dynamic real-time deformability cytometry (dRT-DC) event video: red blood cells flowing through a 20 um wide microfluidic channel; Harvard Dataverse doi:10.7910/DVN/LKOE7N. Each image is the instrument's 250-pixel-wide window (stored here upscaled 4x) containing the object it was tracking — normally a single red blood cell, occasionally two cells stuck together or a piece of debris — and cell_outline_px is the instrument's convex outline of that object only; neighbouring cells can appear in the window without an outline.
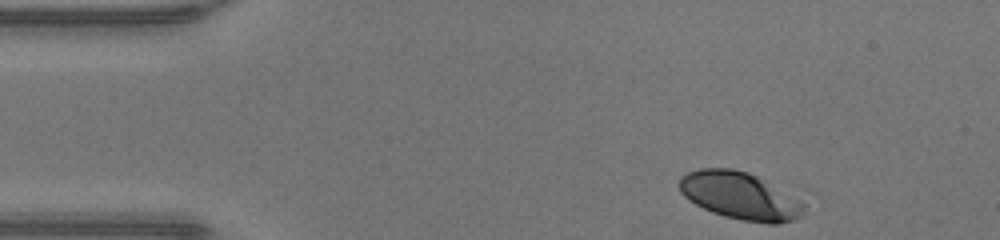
{"species": "human", "species_latin": "Homo sapiens", "temperature_condition": "warm", "stored_images_in_passage": 43, "camera_frame_rate_fps": 3000, "um_per_image_px": 0.085, "donor": {"sex": "male"}, "frame": {"image": 1, "passage_image": 1, "time_ms": 0.0, "image_size_px": [1000, 240], "cell_outline_px": [[804, 208], [800, 216], [792, 220], [776, 224], [768, 224], [740, 220], [724, 216], [712, 212], [688, 200], [680, 192], [680, 176], [688, 172], [700, 168], [732, 168], [748, 172], [756, 176], [800, 200], [804, 204]], "centroid_in_image_um": [62.86, 16.65], "position_along_channel_um": 22.1, "area_um2": 34.1}}
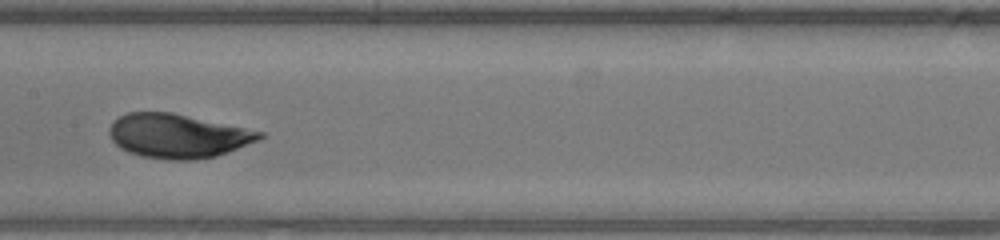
{"frame": {"image": 2, "passage_image": 19, "time_ms": 6.0, "image_size_px": [1000, 240], "cell_outline_px": [[264, 136], [256, 140], [228, 152], [216, 156], [196, 160], [168, 160], [140, 156], [128, 152], [120, 148], [112, 140], [108, 132], [108, 128], [120, 116], [128, 112], [172, 112], [264, 132]], "centroid_in_image_um": [15.08, 11.56], "position_along_channel_um": 192.3, "area_um2": 38.44}}
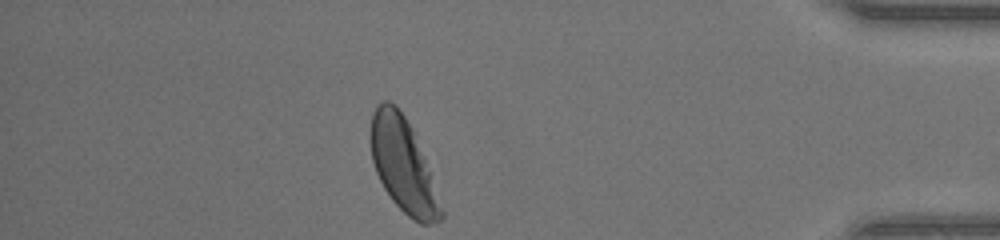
{"frame": {"image": 3, "passage_image": 37, "time_ms": 12.0, "image_size_px": [1000, 240], "cell_outline_px": [[444, 216], [440, 220], [428, 224], [420, 224], [408, 216], [392, 200], [384, 188], [376, 172], [372, 160], [372, 112], [376, 104], [384, 100], [388, 100], [404, 116], [412, 128], [444, 212]], "centroid_in_image_um": [34.25, 14.06], "position_along_channel_um": 400.9, "area_um2": 37.28}, "authors_computed_cell_mechanics": {"area_um2": 37.8012, "velocity_mm_per_s": 4.2439, "shape_relaxation_time_tau1_ms": 2.5849, "shape_relaxation_time_tau2_ms": null, "deformation_change_tau1": 0.1178, "deformation_change_tau2": null}}